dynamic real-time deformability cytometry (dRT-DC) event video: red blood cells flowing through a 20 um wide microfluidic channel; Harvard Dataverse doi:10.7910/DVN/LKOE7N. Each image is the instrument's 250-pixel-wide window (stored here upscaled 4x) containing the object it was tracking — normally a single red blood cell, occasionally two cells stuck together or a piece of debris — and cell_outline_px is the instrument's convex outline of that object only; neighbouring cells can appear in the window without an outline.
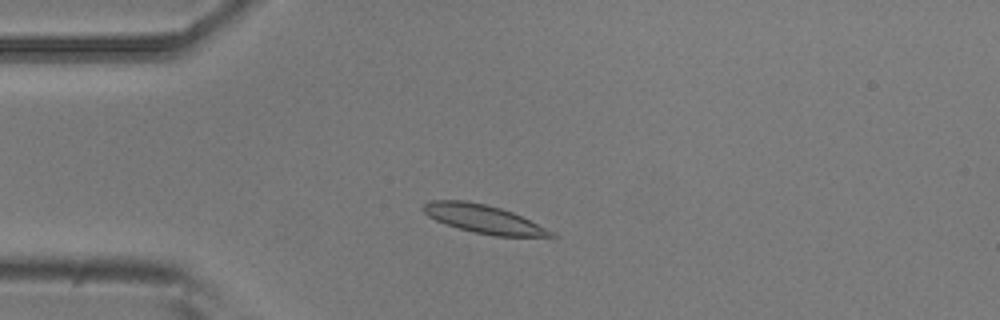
{"species": "common noctule bat (a hibernating species)", "species_latin": "Nyctalus noctula", "temperature_condition": "room temperature", "stored_images_in_passage": 45, "camera_frame_rate_fps": 3000, "um_per_image_px": 0.085, "animal": {"sex": "male", "body_mass_g": 20.5, "forearm_length_mm": 52.5}, "frame": {"image": 1, "passage_image": 4, "time_ms": 1.0, "image_size_px": [1000, 320], "cell_outline_px": [[556, 236], [496, 236], [476, 232], [460, 228], [436, 220], [428, 216], [420, 208], [424, 204], [432, 200], [464, 200], [488, 204], [512, 212], [552, 232]], "centroid_in_image_um": [41.01, 18.58], "position_along_channel_um": 44.0, "area_um2": 20.52}}
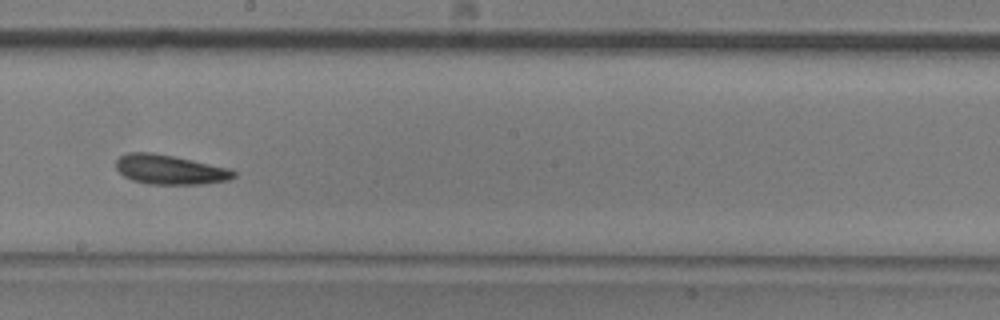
{"frame": {"image": 2, "passage_image": 21, "time_ms": 6.667, "image_size_px": [1000, 320], "cell_outline_px": [[236, 176], [228, 180], [204, 184], [148, 184], [132, 180], [124, 176], [116, 168], [116, 160], [120, 156], [128, 152], [152, 152], [192, 160], [228, 168], [236, 172]], "centroid_in_image_um": [14.42, 14.42], "position_along_channel_um": 233.8, "area_um2": 20.17}}
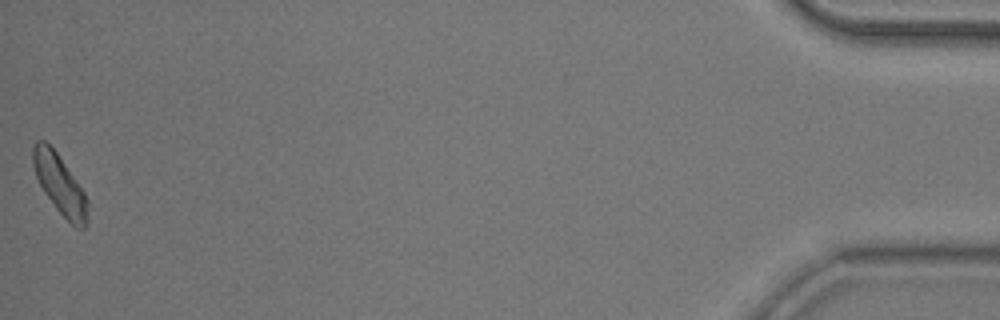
{"frame": {"image": 3, "passage_image": 45, "time_ms": 14.667, "image_size_px": [1000, 320], "cell_outline_px": [[88, 224], [84, 228], [76, 228], [56, 208], [44, 192], [36, 176], [32, 164], [32, 148], [36, 140], [44, 140], [56, 152], [84, 192], [88, 200]], "centroid_in_image_um": [5.09, 15.69], "position_along_channel_um": 430.1, "area_um2": 18.73}, "authors_computed_cell_mechanics": {"area_um2": 19.5942, "velocity_mm_per_s": 3.6747, "shape_relaxation_time_tau1_ms": 5.0509, "shape_relaxation_time_tau2_ms": null, "deformation_change_tau1": 0.1331, "deformation_change_tau2": null}}